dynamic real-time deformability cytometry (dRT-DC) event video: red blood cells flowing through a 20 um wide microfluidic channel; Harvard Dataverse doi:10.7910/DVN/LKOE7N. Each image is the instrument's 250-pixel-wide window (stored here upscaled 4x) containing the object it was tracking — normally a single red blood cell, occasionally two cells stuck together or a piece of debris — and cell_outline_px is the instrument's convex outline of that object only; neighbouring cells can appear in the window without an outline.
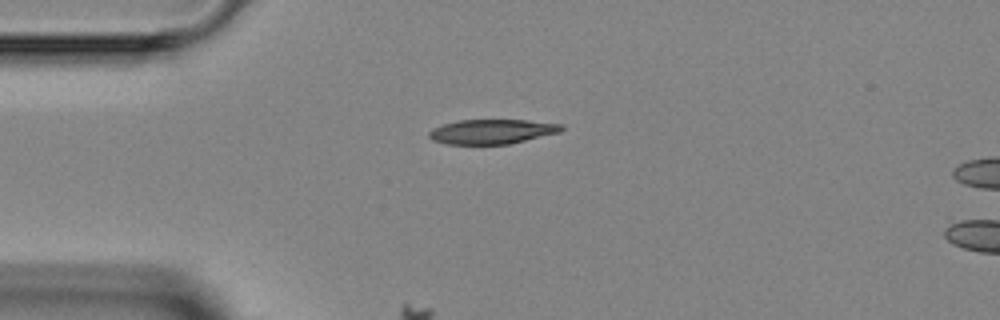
{"species": "Egyptian fruit bat (a non-hibernating species)", "species_latin": "Rousettus aegyptiacus", "temperature_condition": "room temperature", "stored_images_in_passage": 4, "camera_frame_rate_fps": 3000, "um_per_image_px": 0.085, "animal": {"sex": "female"}, "frame": {"image": 1, "passage_image": 1, "time_ms": 0.0, "image_size_px": [1000, 320], "cell_outline_px": [[564, 128], [560, 132], [508, 144], [444, 144], [432, 140], [428, 136], [428, 132], [444, 124], [460, 120], [528, 120], [564, 124]], "centroid_in_image_um": [41.84, 11.18], "position_along_channel_um": 43.2, "area_um2": 18.9}}